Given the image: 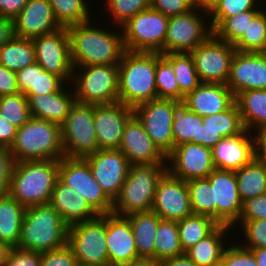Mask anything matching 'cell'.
I'll return each mask as SVG.
<instances>
[{
	"instance_id": "6da1fadb",
	"label": "cell",
	"mask_w": 266,
	"mask_h": 266,
	"mask_svg": "<svg viewBox=\"0 0 266 266\" xmlns=\"http://www.w3.org/2000/svg\"><path fill=\"white\" fill-rule=\"evenodd\" d=\"M91 21L67 27L72 65L119 64L126 52L122 30L107 31Z\"/></svg>"
},
{
	"instance_id": "7a4b0ae2",
	"label": "cell",
	"mask_w": 266,
	"mask_h": 266,
	"mask_svg": "<svg viewBox=\"0 0 266 266\" xmlns=\"http://www.w3.org/2000/svg\"><path fill=\"white\" fill-rule=\"evenodd\" d=\"M58 177L59 160L16 162L9 195L26 208L49 204Z\"/></svg>"
},
{
	"instance_id": "3957f363",
	"label": "cell",
	"mask_w": 266,
	"mask_h": 266,
	"mask_svg": "<svg viewBox=\"0 0 266 266\" xmlns=\"http://www.w3.org/2000/svg\"><path fill=\"white\" fill-rule=\"evenodd\" d=\"M156 52L126 51L119 63V102L132 108L157 99Z\"/></svg>"
},
{
	"instance_id": "277c9868",
	"label": "cell",
	"mask_w": 266,
	"mask_h": 266,
	"mask_svg": "<svg viewBox=\"0 0 266 266\" xmlns=\"http://www.w3.org/2000/svg\"><path fill=\"white\" fill-rule=\"evenodd\" d=\"M68 227L50 204L27 207L17 248L43 253L64 247Z\"/></svg>"
},
{
	"instance_id": "5b68a950",
	"label": "cell",
	"mask_w": 266,
	"mask_h": 266,
	"mask_svg": "<svg viewBox=\"0 0 266 266\" xmlns=\"http://www.w3.org/2000/svg\"><path fill=\"white\" fill-rule=\"evenodd\" d=\"M15 162L35 160H60L63 158L61 126L57 123L31 117L17 129L9 148Z\"/></svg>"
},
{
	"instance_id": "8992f818",
	"label": "cell",
	"mask_w": 266,
	"mask_h": 266,
	"mask_svg": "<svg viewBox=\"0 0 266 266\" xmlns=\"http://www.w3.org/2000/svg\"><path fill=\"white\" fill-rule=\"evenodd\" d=\"M167 171V163L131 165L119 195L113 201L112 214L126 217L151 211L156 186Z\"/></svg>"
},
{
	"instance_id": "52a82bcc",
	"label": "cell",
	"mask_w": 266,
	"mask_h": 266,
	"mask_svg": "<svg viewBox=\"0 0 266 266\" xmlns=\"http://www.w3.org/2000/svg\"><path fill=\"white\" fill-rule=\"evenodd\" d=\"M118 79L119 64L73 66L71 89L81 103H115L119 101Z\"/></svg>"
},
{
	"instance_id": "ba28073f",
	"label": "cell",
	"mask_w": 266,
	"mask_h": 266,
	"mask_svg": "<svg viewBox=\"0 0 266 266\" xmlns=\"http://www.w3.org/2000/svg\"><path fill=\"white\" fill-rule=\"evenodd\" d=\"M67 244L81 265L109 266L106 214L68 227Z\"/></svg>"
},
{
	"instance_id": "9c48e42d",
	"label": "cell",
	"mask_w": 266,
	"mask_h": 266,
	"mask_svg": "<svg viewBox=\"0 0 266 266\" xmlns=\"http://www.w3.org/2000/svg\"><path fill=\"white\" fill-rule=\"evenodd\" d=\"M168 23L169 17L151 8L137 13L119 27L126 51L163 54Z\"/></svg>"
},
{
	"instance_id": "30bf717a",
	"label": "cell",
	"mask_w": 266,
	"mask_h": 266,
	"mask_svg": "<svg viewBox=\"0 0 266 266\" xmlns=\"http://www.w3.org/2000/svg\"><path fill=\"white\" fill-rule=\"evenodd\" d=\"M94 104L75 101L61 126L62 145L66 157H81L99 150L93 124Z\"/></svg>"
},
{
	"instance_id": "8fae6325",
	"label": "cell",
	"mask_w": 266,
	"mask_h": 266,
	"mask_svg": "<svg viewBox=\"0 0 266 266\" xmlns=\"http://www.w3.org/2000/svg\"><path fill=\"white\" fill-rule=\"evenodd\" d=\"M206 17L210 19L209 12L196 5L183 14L169 17L163 54L190 53L198 45L205 42L213 34L212 26L209 20L205 19Z\"/></svg>"
},
{
	"instance_id": "7c38bea8",
	"label": "cell",
	"mask_w": 266,
	"mask_h": 266,
	"mask_svg": "<svg viewBox=\"0 0 266 266\" xmlns=\"http://www.w3.org/2000/svg\"><path fill=\"white\" fill-rule=\"evenodd\" d=\"M59 178L83 197L99 214H112L113 201L93 177L85 158L66 157L59 160Z\"/></svg>"
},
{
	"instance_id": "4fadbf2b",
	"label": "cell",
	"mask_w": 266,
	"mask_h": 266,
	"mask_svg": "<svg viewBox=\"0 0 266 266\" xmlns=\"http://www.w3.org/2000/svg\"><path fill=\"white\" fill-rule=\"evenodd\" d=\"M181 103L177 100L157 98L133 108L134 115L165 156L174 149L172 125Z\"/></svg>"
},
{
	"instance_id": "5bb4252c",
	"label": "cell",
	"mask_w": 266,
	"mask_h": 266,
	"mask_svg": "<svg viewBox=\"0 0 266 266\" xmlns=\"http://www.w3.org/2000/svg\"><path fill=\"white\" fill-rule=\"evenodd\" d=\"M235 52L234 44L220 40L214 34L191 51L201 83L226 85Z\"/></svg>"
},
{
	"instance_id": "9a60e30c",
	"label": "cell",
	"mask_w": 266,
	"mask_h": 266,
	"mask_svg": "<svg viewBox=\"0 0 266 266\" xmlns=\"http://www.w3.org/2000/svg\"><path fill=\"white\" fill-rule=\"evenodd\" d=\"M36 62L47 72L71 84L73 65L70 56V40L67 28L32 39Z\"/></svg>"
},
{
	"instance_id": "2e32d148",
	"label": "cell",
	"mask_w": 266,
	"mask_h": 266,
	"mask_svg": "<svg viewBox=\"0 0 266 266\" xmlns=\"http://www.w3.org/2000/svg\"><path fill=\"white\" fill-rule=\"evenodd\" d=\"M207 178L212 187L213 219L219 225L232 227L239 220L243 207L235 171L215 168Z\"/></svg>"
},
{
	"instance_id": "e0dca14e",
	"label": "cell",
	"mask_w": 266,
	"mask_h": 266,
	"mask_svg": "<svg viewBox=\"0 0 266 266\" xmlns=\"http://www.w3.org/2000/svg\"><path fill=\"white\" fill-rule=\"evenodd\" d=\"M151 210L163 220L180 221L191 216L187 182L166 171L157 183Z\"/></svg>"
},
{
	"instance_id": "ac0fdd59",
	"label": "cell",
	"mask_w": 266,
	"mask_h": 266,
	"mask_svg": "<svg viewBox=\"0 0 266 266\" xmlns=\"http://www.w3.org/2000/svg\"><path fill=\"white\" fill-rule=\"evenodd\" d=\"M93 177L106 195L114 201L119 195L131 166L120 149H103L84 157Z\"/></svg>"
},
{
	"instance_id": "d6986e66",
	"label": "cell",
	"mask_w": 266,
	"mask_h": 266,
	"mask_svg": "<svg viewBox=\"0 0 266 266\" xmlns=\"http://www.w3.org/2000/svg\"><path fill=\"white\" fill-rule=\"evenodd\" d=\"M166 160L167 171L186 182L207 178L215 169L212 149L191 142L175 146Z\"/></svg>"
},
{
	"instance_id": "ffe728a7",
	"label": "cell",
	"mask_w": 266,
	"mask_h": 266,
	"mask_svg": "<svg viewBox=\"0 0 266 266\" xmlns=\"http://www.w3.org/2000/svg\"><path fill=\"white\" fill-rule=\"evenodd\" d=\"M133 115V108L119 101L94 105L93 124L99 150L119 149L125 125Z\"/></svg>"
},
{
	"instance_id": "44dd1931",
	"label": "cell",
	"mask_w": 266,
	"mask_h": 266,
	"mask_svg": "<svg viewBox=\"0 0 266 266\" xmlns=\"http://www.w3.org/2000/svg\"><path fill=\"white\" fill-rule=\"evenodd\" d=\"M226 85L234 96L242 91L266 89V53L236 51Z\"/></svg>"
},
{
	"instance_id": "7402d4cb",
	"label": "cell",
	"mask_w": 266,
	"mask_h": 266,
	"mask_svg": "<svg viewBox=\"0 0 266 266\" xmlns=\"http://www.w3.org/2000/svg\"><path fill=\"white\" fill-rule=\"evenodd\" d=\"M131 165L166 163V156L153 143L142 123L133 115L125 125L119 146Z\"/></svg>"
},
{
	"instance_id": "603a6c76",
	"label": "cell",
	"mask_w": 266,
	"mask_h": 266,
	"mask_svg": "<svg viewBox=\"0 0 266 266\" xmlns=\"http://www.w3.org/2000/svg\"><path fill=\"white\" fill-rule=\"evenodd\" d=\"M14 36L34 39L62 28L48 0H29L13 19Z\"/></svg>"
},
{
	"instance_id": "cb8c5ba5",
	"label": "cell",
	"mask_w": 266,
	"mask_h": 266,
	"mask_svg": "<svg viewBox=\"0 0 266 266\" xmlns=\"http://www.w3.org/2000/svg\"><path fill=\"white\" fill-rule=\"evenodd\" d=\"M250 133L245 130L240 135L223 138L212 148L216 169L239 170L257 155L256 134Z\"/></svg>"
},
{
	"instance_id": "d4e9b609",
	"label": "cell",
	"mask_w": 266,
	"mask_h": 266,
	"mask_svg": "<svg viewBox=\"0 0 266 266\" xmlns=\"http://www.w3.org/2000/svg\"><path fill=\"white\" fill-rule=\"evenodd\" d=\"M106 240L109 266H124L139 258L132 227L125 217L106 214Z\"/></svg>"
},
{
	"instance_id": "484cf974",
	"label": "cell",
	"mask_w": 266,
	"mask_h": 266,
	"mask_svg": "<svg viewBox=\"0 0 266 266\" xmlns=\"http://www.w3.org/2000/svg\"><path fill=\"white\" fill-rule=\"evenodd\" d=\"M235 103L231 89L221 83H201L182 102L189 110L205 117L229 109Z\"/></svg>"
},
{
	"instance_id": "4316f807",
	"label": "cell",
	"mask_w": 266,
	"mask_h": 266,
	"mask_svg": "<svg viewBox=\"0 0 266 266\" xmlns=\"http://www.w3.org/2000/svg\"><path fill=\"white\" fill-rule=\"evenodd\" d=\"M49 204L68 226L89 221L99 216L83 197L76 194L59 177L56 180Z\"/></svg>"
},
{
	"instance_id": "83f0119b",
	"label": "cell",
	"mask_w": 266,
	"mask_h": 266,
	"mask_svg": "<svg viewBox=\"0 0 266 266\" xmlns=\"http://www.w3.org/2000/svg\"><path fill=\"white\" fill-rule=\"evenodd\" d=\"M69 86L70 83L66 89L62 86L57 92L50 94L32 95L28 99L31 117L61 125L76 101L74 89L72 92L67 90Z\"/></svg>"
},
{
	"instance_id": "f1b7e54d",
	"label": "cell",
	"mask_w": 266,
	"mask_h": 266,
	"mask_svg": "<svg viewBox=\"0 0 266 266\" xmlns=\"http://www.w3.org/2000/svg\"><path fill=\"white\" fill-rule=\"evenodd\" d=\"M132 227L139 258L155 259V239L162 220L154 211L137 212L125 217Z\"/></svg>"
},
{
	"instance_id": "f546056e",
	"label": "cell",
	"mask_w": 266,
	"mask_h": 266,
	"mask_svg": "<svg viewBox=\"0 0 266 266\" xmlns=\"http://www.w3.org/2000/svg\"><path fill=\"white\" fill-rule=\"evenodd\" d=\"M243 125L254 134L266 129V89L242 91L235 96Z\"/></svg>"
},
{
	"instance_id": "4dcf8cb0",
	"label": "cell",
	"mask_w": 266,
	"mask_h": 266,
	"mask_svg": "<svg viewBox=\"0 0 266 266\" xmlns=\"http://www.w3.org/2000/svg\"><path fill=\"white\" fill-rule=\"evenodd\" d=\"M231 229L232 227L228 225H219L210 235L186 250L185 254L197 266H220L221 257L226 247L223 240Z\"/></svg>"
},
{
	"instance_id": "1f68e13d",
	"label": "cell",
	"mask_w": 266,
	"mask_h": 266,
	"mask_svg": "<svg viewBox=\"0 0 266 266\" xmlns=\"http://www.w3.org/2000/svg\"><path fill=\"white\" fill-rule=\"evenodd\" d=\"M26 207L10 195L0 198V242L15 248L19 244Z\"/></svg>"
},
{
	"instance_id": "d6a6232c",
	"label": "cell",
	"mask_w": 266,
	"mask_h": 266,
	"mask_svg": "<svg viewBox=\"0 0 266 266\" xmlns=\"http://www.w3.org/2000/svg\"><path fill=\"white\" fill-rule=\"evenodd\" d=\"M235 174L242 202L266 194V162L257 155Z\"/></svg>"
},
{
	"instance_id": "836d02e7",
	"label": "cell",
	"mask_w": 266,
	"mask_h": 266,
	"mask_svg": "<svg viewBox=\"0 0 266 266\" xmlns=\"http://www.w3.org/2000/svg\"><path fill=\"white\" fill-rule=\"evenodd\" d=\"M35 62L32 39L13 36L0 47V64L12 71L17 72Z\"/></svg>"
},
{
	"instance_id": "e575fe53",
	"label": "cell",
	"mask_w": 266,
	"mask_h": 266,
	"mask_svg": "<svg viewBox=\"0 0 266 266\" xmlns=\"http://www.w3.org/2000/svg\"><path fill=\"white\" fill-rule=\"evenodd\" d=\"M261 11L248 10L231 17H211L213 34L220 40L235 44Z\"/></svg>"
},
{
	"instance_id": "d590c367",
	"label": "cell",
	"mask_w": 266,
	"mask_h": 266,
	"mask_svg": "<svg viewBox=\"0 0 266 266\" xmlns=\"http://www.w3.org/2000/svg\"><path fill=\"white\" fill-rule=\"evenodd\" d=\"M202 125L203 117H200L181 103L177 108L172 125L174 148L190 142L200 144Z\"/></svg>"
},
{
	"instance_id": "8d00e7d4",
	"label": "cell",
	"mask_w": 266,
	"mask_h": 266,
	"mask_svg": "<svg viewBox=\"0 0 266 266\" xmlns=\"http://www.w3.org/2000/svg\"><path fill=\"white\" fill-rule=\"evenodd\" d=\"M180 243L185 252L210 235L219 224L208 215L192 214L177 221Z\"/></svg>"
},
{
	"instance_id": "74e56055",
	"label": "cell",
	"mask_w": 266,
	"mask_h": 266,
	"mask_svg": "<svg viewBox=\"0 0 266 266\" xmlns=\"http://www.w3.org/2000/svg\"><path fill=\"white\" fill-rule=\"evenodd\" d=\"M180 243L177 221L161 220L155 239V260L165 259L184 254Z\"/></svg>"
},
{
	"instance_id": "f35d334b",
	"label": "cell",
	"mask_w": 266,
	"mask_h": 266,
	"mask_svg": "<svg viewBox=\"0 0 266 266\" xmlns=\"http://www.w3.org/2000/svg\"><path fill=\"white\" fill-rule=\"evenodd\" d=\"M163 55L171 62L179 90L184 96L201 84L190 53L179 52Z\"/></svg>"
},
{
	"instance_id": "ab89813d",
	"label": "cell",
	"mask_w": 266,
	"mask_h": 266,
	"mask_svg": "<svg viewBox=\"0 0 266 266\" xmlns=\"http://www.w3.org/2000/svg\"><path fill=\"white\" fill-rule=\"evenodd\" d=\"M56 20L63 28L91 20L87 0H48Z\"/></svg>"
},
{
	"instance_id": "60d3db41",
	"label": "cell",
	"mask_w": 266,
	"mask_h": 266,
	"mask_svg": "<svg viewBox=\"0 0 266 266\" xmlns=\"http://www.w3.org/2000/svg\"><path fill=\"white\" fill-rule=\"evenodd\" d=\"M155 81L157 98L183 102L185 96L179 90L171 62L159 52H156Z\"/></svg>"
},
{
	"instance_id": "b9f144b4",
	"label": "cell",
	"mask_w": 266,
	"mask_h": 266,
	"mask_svg": "<svg viewBox=\"0 0 266 266\" xmlns=\"http://www.w3.org/2000/svg\"><path fill=\"white\" fill-rule=\"evenodd\" d=\"M236 51L266 53V10H262L249 24L247 31L234 44Z\"/></svg>"
},
{
	"instance_id": "7bdbcfd3",
	"label": "cell",
	"mask_w": 266,
	"mask_h": 266,
	"mask_svg": "<svg viewBox=\"0 0 266 266\" xmlns=\"http://www.w3.org/2000/svg\"><path fill=\"white\" fill-rule=\"evenodd\" d=\"M203 123L223 138L240 135L246 130L236 103L226 111L203 117Z\"/></svg>"
},
{
	"instance_id": "ee69618b",
	"label": "cell",
	"mask_w": 266,
	"mask_h": 266,
	"mask_svg": "<svg viewBox=\"0 0 266 266\" xmlns=\"http://www.w3.org/2000/svg\"><path fill=\"white\" fill-rule=\"evenodd\" d=\"M0 116L15 127H22L31 118L28 98L20 92L0 97Z\"/></svg>"
},
{
	"instance_id": "f6af8a7d",
	"label": "cell",
	"mask_w": 266,
	"mask_h": 266,
	"mask_svg": "<svg viewBox=\"0 0 266 266\" xmlns=\"http://www.w3.org/2000/svg\"><path fill=\"white\" fill-rule=\"evenodd\" d=\"M190 206L193 214L208 215L213 218L212 187L208 178L187 181Z\"/></svg>"
},
{
	"instance_id": "bcb514c9",
	"label": "cell",
	"mask_w": 266,
	"mask_h": 266,
	"mask_svg": "<svg viewBox=\"0 0 266 266\" xmlns=\"http://www.w3.org/2000/svg\"><path fill=\"white\" fill-rule=\"evenodd\" d=\"M104 5L107 8L106 12L113 19V25L117 24L116 28H118L137 13L149 9L150 0H106Z\"/></svg>"
},
{
	"instance_id": "7dc6e473",
	"label": "cell",
	"mask_w": 266,
	"mask_h": 266,
	"mask_svg": "<svg viewBox=\"0 0 266 266\" xmlns=\"http://www.w3.org/2000/svg\"><path fill=\"white\" fill-rule=\"evenodd\" d=\"M240 226H239V225ZM238 226L246 241L239 243L242 247L252 250L266 248V219L255 221H237L232 227Z\"/></svg>"
},
{
	"instance_id": "c3c4849f",
	"label": "cell",
	"mask_w": 266,
	"mask_h": 266,
	"mask_svg": "<svg viewBox=\"0 0 266 266\" xmlns=\"http://www.w3.org/2000/svg\"><path fill=\"white\" fill-rule=\"evenodd\" d=\"M258 1L260 0H220L209 12V17H231L248 10H263L262 6H258Z\"/></svg>"
},
{
	"instance_id": "681fc988",
	"label": "cell",
	"mask_w": 266,
	"mask_h": 266,
	"mask_svg": "<svg viewBox=\"0 0 266 266\" xmlns=\"http://www.w3.org/2000/svg\"><path fill=\"white\" fill-rule=\"evenodd\" d=\"M229 246V247H227ZM220 266H258L251 250L242 247L238 242L226 245L221 257Z\"/></svg>"
},
{
	"instance_id": "f907efd6",
	"label": "cell",
	"mask_w": 266,
	"mask_h": 266,
	"mask_svg": "<svg viewBox=\"0 0 266 266\" xmlns=\"http://www.w3.org/2000/svg\"><path fill=\"white\" fill-rule=\"evenodd\" d=\"M78 263L71 247H64L41 253L40 266H76Z\"/></svg>"
},
{
	"instance_id": "816d5d0a",
	"label": "cell",
	"mask_w": 266,
	"mask_h": 266,
	"mask_svg": "<svg viewBox=\"0 0 266 266\" xmlns=\"http://www.w3.org/2000/svg\"><path fill=\"white\" fill-rule=\"evenodd\" d=\"M195 6V0H150V8L172 17L183 14Z\"/></svg>"
},
{
	"instance_id": "f5cc1de1",
	"label": "cell",
	"mask_w": 266,
	"mask_h": 266,
	"mask_svg": "<svg viewBox=\"0 0 266 266\" xmlns=\"http://www.w3.org/2000/svg\"><path fill=\"white\" fill-rule=\"evenodd\" d=\"M15 163L10 149L0 147V198L9 195L10 179Z\"/></svg>"
},
{
	"instance_id": "db71d44e",
	"label": "cell",
	"mask_w": 266,
	"mask_h": 266,
	"mask_svg": "<svg viewBox=\"0 0 266 266\" xmlns=\"http://www.w3.org/2000/svg\"><path fill=\"white\" fill-rule=\"evenodd\" d=\"M261 219H266V194L244 201L238 221H255Z\"/></svg>"
},
{
	"instance_id": "11a10c76",
	"label": "cell",
	"mask_w": 266,
	"mask_h": 266,
	"mask_svg": "<svg viewBox=\"0 0 266 266\" xmlns=\"http://www.w3.org/2000/svg\"><path fill=\"white\" fill-rule=\"evenodd\" d=\"M63 85L66 86L68 84L57 75L45 71L37 63L36 95L57 92Z\"/></svg>"
},
{
	"instance_id": "9f6ffc18",
	"label": "cell",
	"mask_w": 266,
	"mask_h": 266,
	"mask_svg": "<svg viewBox=\"0 0 266 266\" xmlns=\"http://www.w3.org/2000/svg\"><path fill=\"white\" fill-rule=\"evenodd\" d=\"M41 253L23 250L17 247L11 248L4 266H40Z\"/></svg>"
},
{
	"instance_id": "6f0895ef",
	"label": "cell",
	"mask_w": 266,
	"mask_h": 266,
	"mask_svg": "<svg viewBox=\"0 0 266 266\" xmlns=\"http://www.w3.org/2000/svg\"><path fill=\"white\" fill-rule=\"evenodd\" d=\"M16 75L20 93L28 99L36 95L37 62L17 71Z\"/></svg>"
},
{
	"instance_id": "680465c9",
	"label": "cell",
	"mask_w": 266,
	"mask_h": 266,
	"mask_svg": "<svg viewBox=\"0 0 266 266\" xmlns=\"http://www.w3.org/2000/svg\"><path fill=\"white\" fill-rule=\"evenodd\" d=\"M19 92L16 72L0 64V97Z\"/></svg>"
},
{
	"instance_id": "91938a15",
	"label": "cell",
	"mask_w": 266,
	"mask_h": 266,
	"mask_svg": "<svg viewBox=\"0 0 266 266\" xmlns=\"http://www.w3.org/2000/svg\"><path fill=\"white\" fill-rule=\"evenodd\" d=\"M29 0H0V17L14 19Z\"/></svg>"
},
{
	"instance_id": "94428289",
	"label": "cell",
	"mask_w": 266,
	"mask_h": 266,
	"mask_svg": "<svg viewBox=\"0 0 266 266\" xmlns=\"http://www.w3.org/2000/svg\"><path fill=\"white\" fill-rule=\"evenodd\" d=\"M17 127L0 116V147L10 148L14 142Z\"/></svg>"
},
{
	"instance_id": "6125c7cd",
	"label": "cell",
	"mask_w": 266,
	"mask_h": 266,
	"mask_svg": "<svg viewBox=\"0 0 266 266\" xmlns=\"http://www.w3.org/2000/svg\"><path fill=\"white\" fill-rule=\"evenodd\" d=\"M223 137L216 131L210 129L207 123H203L200 132V145L212 149Z\"/></svg>"
},
{
	"instance_id": "be15d7a7",
	"label": "cell",
	"mask_w": 266,
	"mask_h": 266,
	"mask_svg": "<svg viewBox=\"0 0 266 266\" xmlns=\"http://www.w3.org/2000/svg\"><path fill=\"white\" fill-rule=\"evenodd\" d=\"M14 36L13 20L0 17V47Z\"/></svg>"
},
{
	"instance_id": "e7e4bbea",
	"label": "cell",
	"mask_w": 266,
	"mask_h": 266,
	"mask_svg": "<svg viewBox=\"0 0 266 266\" xmlns=\"http://www.w3.org/2000/svg\"><path fill=\"white\" fill-rule=\"evenodd\" d=\"M161 266H197L185 253L174 256L161 262Z\"/></svg>"
},
{
	"instance_id": "03108f58",
	"label": "cell",
	"mask_w": 266,
	"mask_h": 266,
	"mask_svg": "<svg viewBox=\"0 0 266 266\" xmlns=\"http://www.w3.org/2000/svg\"><path fill=\"white\" fill-rule=\"evenodd\" d=\"M257 156L266 162V129L256 133Z\"/></svg>"
},
{
	"instance_id": "003e7915",
	"label": "cell",
	"mask_w": 266,
	"mask_h": 266,
	"mask_svg": "<svg viewBox=\"0 0 266 266\" xmlns=\"http://www.w3.org/2000/svg\"><path fill=\"white\" fill-rule=\"evenodd\" d=\"M124 266H161V262L153 258H138Z\"/></svg>"
},
{
	"instance_id": "a7ac6f4b",
	"label": "cell",
	"mask_w": 266,
	"mask_h": 266,
	"mask_svg": "<svg viewBox=\"0 0 266 266\" xmlns=\"http://www.w3.org/2000/svg\"><path fill=\"white\" fill-rule=\"evenodd\" d=\"M258 266H266V248L252 249Z\"/></svg>"
},
{
	"instance_id": "89a4df30",
	"label": "cell",
	"mask_w": 266,
	"mask_h": 266,
	"mask_svg": "<svg viewBox=\"0 0 266 266\" xmlns=\"http://www.w3.org/2000/svg\"><path fill=\"white\" fill-rule=\"evenodd\" d=\"M220 0H195V5L204 11L210 12Z\"/></svg>"
},
{
	"instance_id": "2644e50d",
	"label": "cell",
	"mask_w": 266,
	"mask_h": 266,
	"mask_svg": "<svg viewBox=\"0 0 266 266\" xmlns=\"http://www.w3.org/2000/svg\"><path fill=\"white\" fill-rule=\"evenodd\" d=\"M10 249L11 248L7 244L0 242V266H4Z\"/></svg>"
},
{
	"instance_id": "8c879c8a",
	"label": "cell",
	"mask_w": 266,
	"mask_h": 266,
	"mask_svg": "<svg viewBox=\"0 0 266 266\" xmlns=\"http://www.w3.org/2000/svg\"><path fill=\"white\" fill-rule=\"evenodd\" d=\"M76 266H88V265H81V264H77Z\"/></svg>"
}]
</instances>
